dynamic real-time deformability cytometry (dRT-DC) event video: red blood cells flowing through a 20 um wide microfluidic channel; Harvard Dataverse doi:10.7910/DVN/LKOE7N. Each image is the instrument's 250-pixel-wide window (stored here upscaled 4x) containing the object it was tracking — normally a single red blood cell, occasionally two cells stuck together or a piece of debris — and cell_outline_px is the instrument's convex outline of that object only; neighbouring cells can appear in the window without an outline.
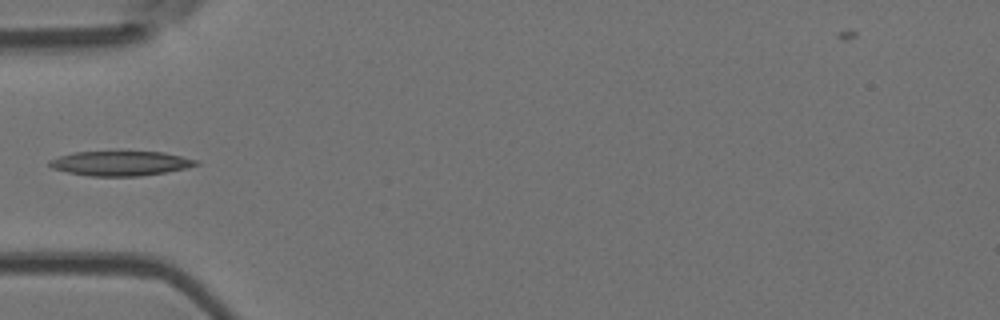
{"species": "Egyptian fruit bat (a non-hibernating species)", "species_latin": "Rousettus aegyptiacus", "temperature_condition": "room temperature", "stored_images_in_passage": 6, "camera_frame_rate_fps": 3000, "um_per_image_px": 0.085, "animal": {"sex": "female"}, "frame": {"image": 1, "passage_image": 1, "time_ms": 0.0, "image_size_px": [1000, 320], "cell_outline_px": [[200, 164], [188, 168], [140, 176], [88, 176], [68, 172], [52, 168], [48, 164], [48, 160], [60, 156], [76, 152], [164, 152], [200, 160]], "centroid_in_image_um": [10.28, 13.89], "position_along_channel_um": 74.7, "area_um2": 21.04}}